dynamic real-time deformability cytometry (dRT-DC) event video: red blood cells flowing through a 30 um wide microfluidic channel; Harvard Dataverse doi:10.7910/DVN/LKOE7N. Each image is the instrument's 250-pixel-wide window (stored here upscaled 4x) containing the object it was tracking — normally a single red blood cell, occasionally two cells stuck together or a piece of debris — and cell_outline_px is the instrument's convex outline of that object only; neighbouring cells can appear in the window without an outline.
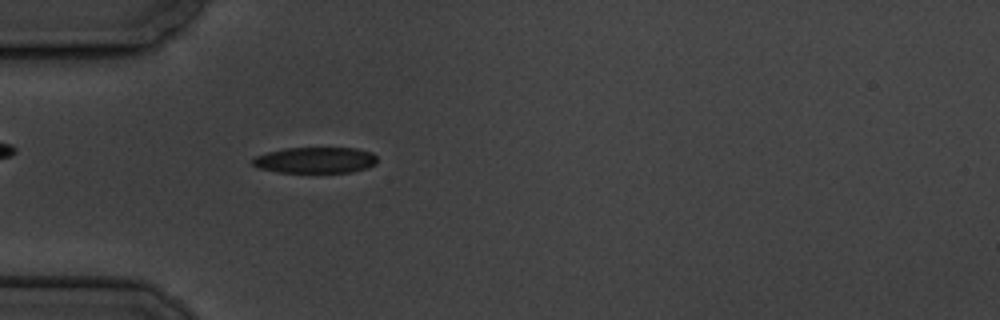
{"species": "common noctule bat (a hibernating species)", "species_latin": "Nyctalus noctula", "temperature_condition": "cold", "stored_images_in_passage": 3, "camera_frame_rate_fps": 3000, "um_per_image_px": 0.085, "animal": {"sex": "male", "body_mass_g": 19.5, "forearm_length_mm": 54.6}, "frame": {"image": 1, "passage_image": 3, "time_ms": 2.0, "image_size_px": [1000, 320], "cell_outline_px": [[376, 164], [368, 168], [352, 172], [276, 172], [256, 168], [252, 164], [252, 160], [256, 156], [268, 152], [284, 148], [356, 148], [372, 152], [376, 156]], "centroid_in_image_um": [26.8, 13.61], "position_along_channel_um": 58.2, "area_um2": 19.02}}